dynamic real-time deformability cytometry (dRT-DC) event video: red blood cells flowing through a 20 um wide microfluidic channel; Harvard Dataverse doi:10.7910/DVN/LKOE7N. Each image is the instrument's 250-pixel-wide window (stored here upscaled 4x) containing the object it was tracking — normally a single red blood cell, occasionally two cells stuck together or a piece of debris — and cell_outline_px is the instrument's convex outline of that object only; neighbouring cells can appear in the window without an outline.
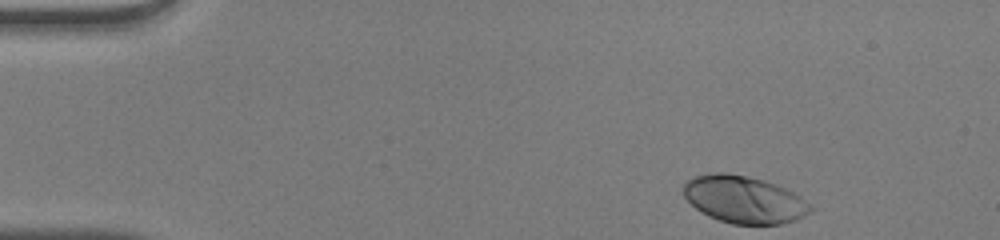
{"species": "human", "species_latin": "Homo sapiens", "temperature_condition": "warm", "stored_images_in_passage": 38, "camera_frame_rate_fps": 3000, "um_per_image_px": 0.085, "donor": {"sex": "male"}, "frame": {"image": 1, "passage_image": 1, "time_ms": 0.0, "image_size_px": [1000, 240], "cell_outline_px": [[812, 208], [804, 216], [796, 220], [780, 224], [732, 224], [708, 216], [696, 208], [684, 196], [684, 184], [692, 176], [712, 172], [724, 172], [748, 176], [764, 180], [776, 184], [800, 196], [812, 204]], "centroid_in_image_um": [63.24, 16.95], "position_along_channel_um": 21.8, "area_um2": 34.97}}
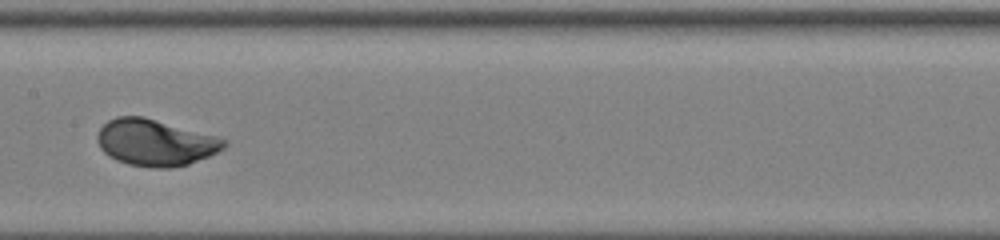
{"frame": {"image": 2, "passage_image": 21, "time_ms": 6.667, "image_size_px": [1000, 240], "cell_outline_px": [[228, 144], [224, 148], [208, 156], [188, 164], [168, 168], [156, 168], [128, 164], [116, 160], [108, 156], [100, 148], [96, 140], [96, 136], [100, 128], [108, 120], [116, 116], [144, 116], [220, 136], [228, 140]], "centroid_in_image_um": [13.21, 12.1], "position_along_channel_um": 194.2, "area_um2": 34.74}}
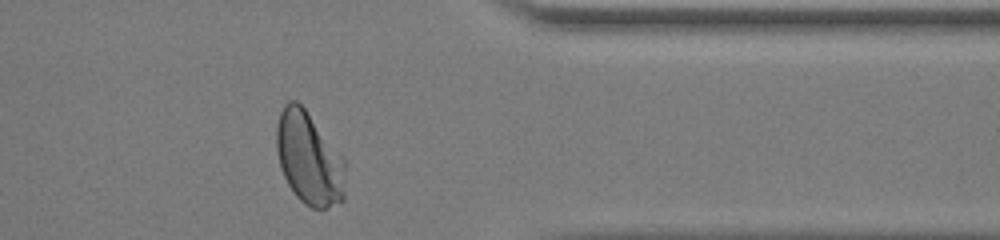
{"frame": {"image": 3, "passage_image": 36, "time_ms": 11.667, "image_size_px": [1000, 240], "cell_outline_px": [[344, 200], [328, 208], [312, 208], [304, 204], [296, 196], [288, 184], [284, 176], [280, 164], [276, 148], [276, 128], [280, 112], [284, 104], [288, 100], [296, 100], [304, 108], [344, 156]], "centroid_in_image_um": [26.26, 13.46], "position_along_channel_um": 385.1, "area_um2": 37.22}, "authors_computed_cell_mechanics": {"area_um2": 33.9575, "velocity_mm_per_s": 4.0523, "shape_relaxation_time_tau1_ms": 1.9439, "shape_relaxation_time_tau2_ms": null, "deformation_change_tau1": 0.1513, "deformation_change_tau2": null}}